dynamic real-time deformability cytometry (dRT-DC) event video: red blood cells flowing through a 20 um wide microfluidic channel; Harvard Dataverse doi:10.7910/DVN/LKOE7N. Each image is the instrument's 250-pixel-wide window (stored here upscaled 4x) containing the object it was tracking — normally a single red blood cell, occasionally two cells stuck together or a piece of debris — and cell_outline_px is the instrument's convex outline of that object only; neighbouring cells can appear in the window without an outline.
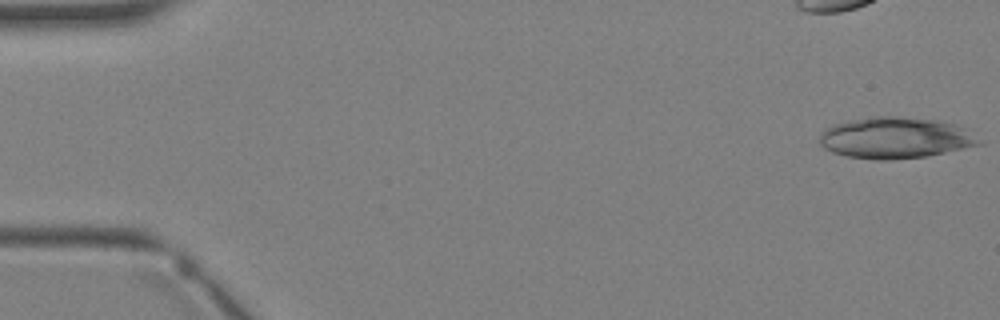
{"species": "Egyptian fruit bat (a non-hibernating species)", "species_latin": "Rousettus aegyptiacus", "temperature_condition": "warm", "stored_images_in_passage": 3, "camera_frame_rate_fps": 3000, "um_per_image_px": 0.085, "animal": {"sex": "female"}, "frame": {"image": 1, "passage_image": 1, "time_ms": 0.0, "image_size_px": [1000, 320], "cell_outline_px": [[984, 144], [924, 156], [892, 160], [872, 160], [848, 156], [832, 152], [824, 148], [820, 144], [820, 136], [832, 124], [868, 116], [896, 116], [940, 120], [956, 124], [964, 128]], "centroid_in_image_um": [76.09, 11.71], "position_along_channel_um": 8.9, "area_um2": 38.26}}